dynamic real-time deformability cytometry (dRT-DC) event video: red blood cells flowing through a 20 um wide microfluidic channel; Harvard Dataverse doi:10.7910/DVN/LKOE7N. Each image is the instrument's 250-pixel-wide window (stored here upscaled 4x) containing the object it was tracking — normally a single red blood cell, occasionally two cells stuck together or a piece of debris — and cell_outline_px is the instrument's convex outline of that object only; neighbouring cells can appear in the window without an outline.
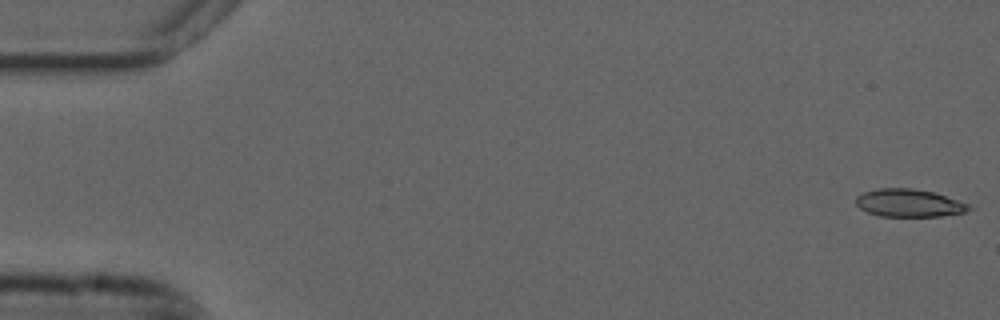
{"species": "common noctule bat (a hibernating species)", "species_latin": "Nyctalus noctula", "temperature_condition": "cold", "stored_images_in_passage": 55, "camera_frame_rate_fps": 3000, "um_per_image_px": 0.085, "animal": {"sex": "male", "forearm_length_mm": 52.5}, "frame": {"image": 1, "passage_image": 1, "time_ms": 0.0, "image_size_px": [1000, 320], "cell_outline_px": [[972, 208], [964, 212], [940, 216], [880, 216], [868, 212], [860, 208], [856, 204], [856, 196], [864, 192], [880, 188], [912, 188], [932, 192], [968, 204]], "centroid_in_image_um": [77.22, 17.26], "position_along_channel_um": 7.8, "area_um2": 17.98}}
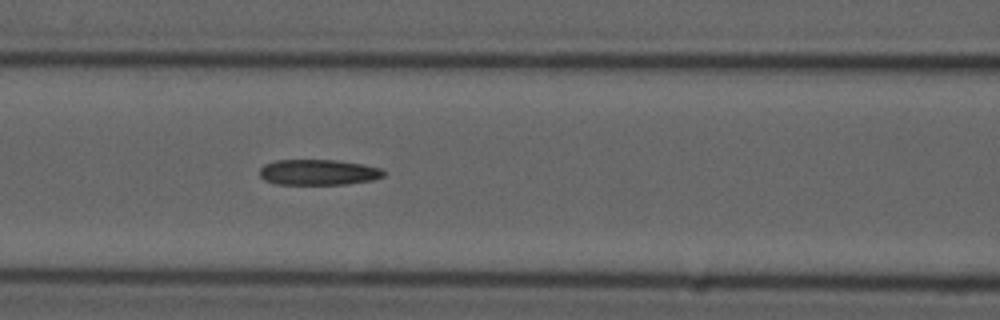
{"frame": {"image": 2, "passage_image": 23, "time_ms": 7.333, "image_size_px": [1000, 320], "cell_outline_px": [[388, 172], [384, 176], [372, 180], [344, 184], [276, 184], [264, 180], [260, 176], [260, 168], [264, 164], [276, 160], [336, 160], [364, 164], [380, 168]], "centroid_in_image_um": [27.07, 14.64], "position_along_channel_um": 139.5, "area_um2": 18.61}}
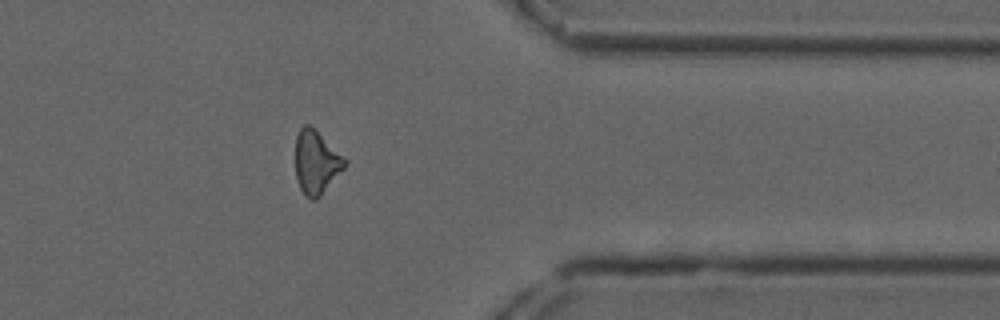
{"frame": {"image": 3, "passage_image": 44, "time_ms": 14.333, "image_size_px": [1000, 320], "cell_outline_px": [[348, 160], [344, 168], [320, 196], [316, 200], [312, 200], [300, 188], [296, 176], [296, 136], [300, 128], [304, 124], [308, 124], [344, 156]], "centroid_in_image_um": [26.88, 13.79], "position_along_channel_um": 384.5, "area_um2": 17.86}, "authors_computed_cell_mechanics": {"area_um2": 18.6116, "velocity_mm_per_s": 3.7139, "shape_relaxation_time_tau1_ms": null, "shape_relaxation_time_tau2_ms": 5.1297, "deformation_change_tau1": null, "deformation_change_tau2": 0.1527}}